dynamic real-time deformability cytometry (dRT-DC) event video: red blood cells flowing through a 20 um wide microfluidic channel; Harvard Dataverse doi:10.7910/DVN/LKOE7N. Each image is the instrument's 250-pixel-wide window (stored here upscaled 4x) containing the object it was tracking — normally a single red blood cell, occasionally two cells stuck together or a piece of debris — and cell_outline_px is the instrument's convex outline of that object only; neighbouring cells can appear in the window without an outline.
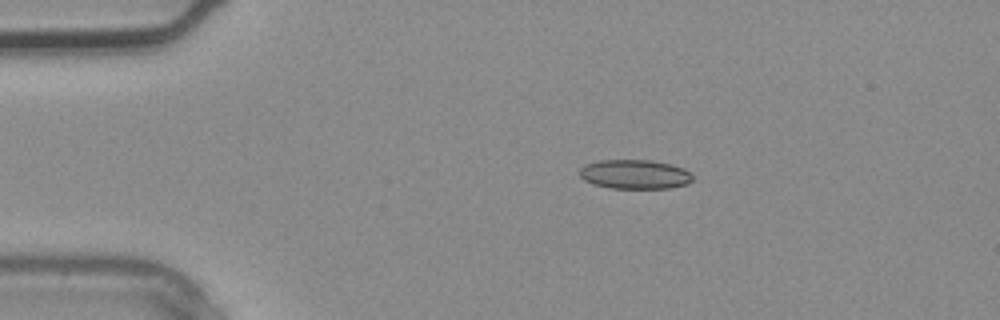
{"species": "common noctule bat (a hibernating species)", "species_latin": "Nyctalus noctula", "temperature_condition": "warm", "stored_images_in_passage": 2, "camera_frame_rate_fps": 3000, "um_per_image_px": 0.085, "animal": {"sex": "male", "body_mass_g": 20.4}, "frame": {"image": 1, "passage_image": 1, "time_ms": 0.0, "image_size_px": [1000, 320], "cell_outline_px": [[692, 180], [688, 184], [668, 188], [608, 188], [592, 184], [584, 180], [580, 176], [580, 168], [584, 164], [600, 160], [652, 160], [684, 168], [692, 176]], "centroid_in_image_um": [53.92, 14.82], "position_along_channel_um": 31.1, "area_um2": 19.31}}
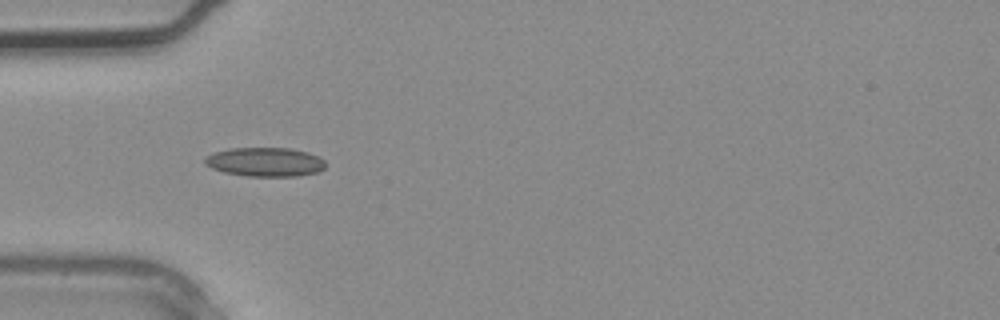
{"frame": {"image": 2, "passage_image": 2, "time_ms": 0.333, "image_size_px": [1000, 320], "cell_outline_px": [[324, 168], [316, 172], [296, 176], [248, 176], [224, 172], [212, 168], [204, 164], [204, 156], [212, 152], [228, 148], [288, 148], [308, 152], [320, 156], [324, 160]], "centroid_in_image_um": [22.49, 13.75], "position_along_channel_um": 62.5, "area_um2": 20.52}}